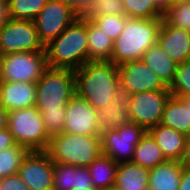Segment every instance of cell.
Returning a JSON list of instances; mask_svg holds the SVG:
<instances>
[{
  "instance_id": "1",
  "label": "cell",
  "mask_w": 190,
  "mask_h": 190,
  "mask_svg": "<svg viewBox=\"0 0 190 190\" xmlns=\"http://www.w3.org/2000/svg\"><path fill=\"white\" fill-rule=\"evenodd\" d=\"M75 72V93L95 109L107 106L120 85L118 66L111 61H88Z\"/></svg>"
},
{
  "instance_id": "2",
  "label": "cell",
  "mask_w": 190,
  "mask_h": 190,
  "mask_svg": "<svg viewBox=\"0 0 190 190\" xmlns=\"http://www.w3.org/2000/svg\"><path fill=\"white\" fill-rule=\"evenodd\" d=\"M87 19L81 15L45 45L47 65L77 70L88 62Z\"/></svg>"
},
{
  "instance_id": "3",
  "label": "cell",
  "mask_w": 190,
  "mask_h": 190,
  "mask_svg": "<svg viewBox=\"0 0 190 190\" xmlns=\"http://www.w3.org/2000/svg\"><path fill=\"white\" fill-rule=\"evenodd\" d=\"M163 18H128L119 37L113 42L110 61L115 65L141 60L143 54L157 44Z\"/></svg>"
},
{
  "instance_id": "4",
  "label": "cell",
  "mask_w": 190,
  "mask_h": 190,
  "mask_svg": "<svg viewBox=\"0 0 190 190\" xmlns=\"http://www.w3.org/2000/svg\"><path fill=\"white\" fill-rule=\"evenodd\" d=\"M47 152L55 163L88 167L102 154L101 137L62 132L50 138Z\"/></svg>"
},
{
  "instance_id": "5",
  "label": "cell",
  "mask_w": 190,
  "mask_h": 190,
  "mask_svg": "<svg viewBox=\"0 0 190 190\" xmlns=\"http://www.w3.org/2000/svg\"><path fill=\"white\" fill-rule=\"evenodd\" d=\"M74 94V70L48 66L36 82L35 106L38 110H60Z\"/></svg>"
},
{
  "instance_id": "6",
  "label": "cell",
  "mask_w": 190,
  "mask_h": 190,
  "mask_svg": "<svg viewBox=\"0 0 190 190\" xmlns=\"http://www.w3.org/2000/svg\"><path fill=\"white\" fill-rule=\"evenodd\" d=\"M7 128L16 144L29 151H47L50 137L36 106L9 111Z\"/></svg>"
},
{
  "instance_id": "7",
  "label": "cell",
  "mask_w": 190,
  "mask_h": 190,
  "mask_svg": "<svg viewBox=\"0 0 190 190\" xmlns=\"http://www.w3.org/2000/svg\"><path fill=\"white\" fill-rule=\"evenodd\" d=\"M47 67L45 50L1 55L0 82L36 83Z\"/></svg>"
},
{
  "instance_id": "8",
  "label": "cell",
  "mask_w": 190,
  "mask_h": 190,
  "mask_svg": "<svg viewBox=\"0 0 190 190\" xmlns=\"http://www.w3.org/2000/svg\"><path fill=\"white\" fill-rule=\"evenodd\" d=\"M80 15L81 10L69 0H48L34 20L39 40L47 45Z\"/></svg>"
},
{
  "instance_id": "9",
  "label": "cell",
  "mask_w": 190,
  "mask_h": 190,
  "mask_svg": "<svg viewBox=\"0 0 190 190\" xmlns=\"http://www.w3.org/2000/svg\"><path fill=\"white\" fill-rule=\"evenodd\" d=\"M35 22L9 19L0 27V56L17 52L44 51Z\"/></svg>"
},
{
  "instance_id": "10",
  "label": "cell",
  "mask_w": 190,
  "mask_h": 190,
  "mask_svg": "<svg viewBox=\"0 0 190 190\" xmlns=\"http://www.w3.org/2000/svg\"><path fill=\"white\" fill-rule=\"evenodd\" d=\"M145 133L140 125L132 121L115 130L101 132L102 154L116 163L131 162L135 147Z\"/></svg>"
},
{
  "instance_id": "11",
  "label": "cell",
  "mask_w": 190,
  "mask_h": 190,
  "mask_svg": "<svg viewBox=\"0 0 190 190\" xmlns=\"http://www.w3.org/2000/svg\"><path fill=\"white\" fill-rule=\"evenodd\" d=\"M171 96L169 89L132 94L130 121L149 131L161 122L165 105Z\"/></svg>"
},
{
  "instance_id": "12",
  "label": "cell",
  "mask_w": 190,
  "mask_h": 190,
  "mask_svg": "<svg viewBox=\"0 0 190 190\" xmlns=\"http://www.w3.org/2000/svg\"><path fill=\"white\" fill-rule=\"evenodd\" d=\"M18 174L29 190H54L53 161L47 151H29Z\"/></svg>"
},
{
  "instance_id": "13",
  "label": "cell",
  "mask_w": 190,
  "mask_h": 190,
  "mask_svg": "<svg viewBox=\"0 0 190 190\" xmlns=\"http://www.w3.org/2000/svg\"><path fill=\"white\" fill-rule=\"evenodd\" d=\"M65 114L63 133L85 136L101 134L97 121V109L76 93L67 103Z\"/></svg>"
},
{
  "instance_id": "14",
  "label": "cell",
  "mask_w": 190,
  "mask_h": 190,
  "mask_svg": "<svg viewBox=\"0 0 190 190\" xmlns=\"http://www.w3.org/2000/svg\"><path fill=\"white\" fill-rule=\"evenodd\" d=\"M118 74L120 85L132 94L169 89L142 59L121 64Z\"/></svg>"
},
{
  "instance_id": "15",
  "label": "cell",
  "mask_w": 190,
  "mask_h": 190,
  "mask_svg": "<svg viewBox=\"0 0 190 190\" xmlns=\"http://www.w3.org/2000/svg\"><path fill=\"white\" fill-rule=\"evenodd\" d=\"M132 93L121 85L115 92V97L110 103L100 109H97V121L99 132L115 130L120 126L130 122V101Z\"/></svg>"
},
{
  "instance_id": "16",
  "label": "cell",
  "mask_w": 190,
  "mask_h": 190,
  "mask_svg": "<svg viewBox=\"0 0 190 190\" xmlns=\"http://www.w3.org/2000/svg\"><path fill=\"white\" fill-rule=\"evenodd\" d=\"M157 44L176 63L190 60V31L175 28L164 18L159 29Z\"/></svg>"
},
{
  "instance_id": "17",
  "label": "cell",
  "mask_w": 190,
  "mask_h": 190,
  "mask_svg": "<svg viewBox=\"0 0 190 190\" xmlns=\"http://www.w3.org/2000/svg\"><path fill=\"white\" fill-rule=\"evenodd\" d=\"M36 83L0 82V104L9 112L35 106Z\"/></svg>"
},
{
  "instance_id": "18",
  "label": "cell",
  "mask_w": 190,
  "mask_h": 190,
  "mask_svg": "<svg viewBox=\"0 0 190 190\" xmlns=\"http://www.w3.org/2000/svg\"><path fill=\"white\" fill-rule=\"evenodd\" d=\"M160 147L166 160L179 161L187 135L168 126L157 124L148 131Z\"/></svg>"
},
{
  "instance_id": "19",
  "label": "cell",
  "mask_w": 190,
  "mask_h": 190,
  "mask_svg": "<svg viewBox=\"0 0 190 190\" xmlns=\"http://www.w3.org/2000/svg\"><path fill=\"white\" fill-rule=\"evenodd\" d=\"M149 169L132 162L117 165L113 188L117 190H148Z\"/></svg>"
},
{
  "instance_id": "20",
  "label": "cell",
  "mask_w": 190,
  "mask_h": 190,
  "mask_svg": "<svg viewBox=\"0 0 190 190\" xmlns=\"http://www.w3.org/2000/svg\"><path fill=\"white\" fill-rule=\"evenodd\" d=\"M183 166L179 161H166L149 170L148 190H179Z\"/></svg>"
},
{
  "instance_id": "21",
  "label": "cell",
  "mask_w": 190,
  "mask_h": 190,
  "mask_svg": "<svg viewBox=\"0 0 190 190\" xmlns=\"http://www.w3.org/2000/svg\"><path fill=\"white\" fill-rule=\"evenodd\" d=\"M142 60L155 72V74L169 87L174 80L177 64L158 45L150 47Z\"/></svg>"
},
{
  "instance_id": "22",
  "label": "cell",
  "mask_w": 190,
  "mask_h": 190,
  "mask_svg": "<svg viewBox=\"0 0 190 190\" xmlns=\"http://www.w3.org/2000/svg\"><path fill=\"white\" fill-rule=\"evenodd\" d=\"M88 61H110L113 40L92 20H87Z\"/></svg>"
},
{
  "instance_id": "23",
  "label": "cell",
  "mask_w": 190,
  "mask_h": 190,
  "mask_svg": "<svg viewBox=\"0 0 190 190\" xmlns=\"http://www.w3.org/2000/svg\"><path fill=\"white\" fill-rule=\"evenodd\" d=\"M166 161L155 139L146 131L135 147L134 156L131 162L150 170Z\"/></svg>"
},
{
  "instance_id": "24",
  "label": "cell",
  "mask_w": 190,
  "mask_h": 190,
  "mask_svg": "<svg viewBox=\"0 0 190 190\" xmlns=\"http://www.w3.org/2000/svg\"><path fill=\"white\" fill-rule=\"evenodd\" d=\"M160 124L190 135V114L184 103L174 96L167 101Z\"/></svg>"
},
{
  "instance_id": "25",
  "label": "cell",
  "mask_w": 190,
  "mask_h": 190,
  "mask_svg": "<svg viewBox=\"0 0 190 190\" xmlns=\"http://www.w3.org/2000/svg\"><path fill=\"white\" fill-rule=\"evenodd\" d=\"M117 165L118 163L113 161L110 157L101 154L88 166L95 189L108 190L113 188Z\"/></svg>"
},
{
  "instance_id": "26",
  "label": "cell",
  "mask_w": 190,
  "mask_h": 190,
  "mask_svg": "<svg viewBox=\"0 0 190 190\" xmlns=\"http://www.w3.org/2000/svg\"><path fill=\"white\" fill-rule=\"evenodd\" d=\"M80 10L81 16L87 20L106 15H126L123 0H90Z\"/></svg>"
},
{
  "instance_id": "27",
  "label": "cell",
  "mask_w": 190,
  "mask_h": 190,
  "mask_svg": "<svg viewBox=\"0 0 190 190\" xmlns=\"http://www.w3.org/2000/svg\"><path fill=\"white\" fill-rule=\"evenodd\" d=\"M29 150L19 144L0 151V178L18 173Z\"/></svg>"
},
{
  "instance_id": "28",
  "label": "cell",
  "mask_w": 190,
  "mask_h": 190,
  "mask_svg": "<svg viewBox=\"0 0 190 190\" xmlns=\"http://www.w3.org/2000/svg\"><path fill=\"white\" fill-rule=\"evenodd\" d=\"M48 0H8L10 19L34 21Z\"/></svg>"
},
{
  "instance_id": "29",
  "label": "cell",
  "mask_w": 190,
  "mask_h": 190,
  "mask_svg": "<svg viewBox=\"0 0 190 190\" xmlns=\"http://www.w3.org/2000/svg\"><path fill=\"white\" fill-rule=\"evenodd\" d=\"M123 4L128 18L156 19L164 16L154 0H123Z\"/></svg>"
},
{
  "instance_id": "30",
  "label": "cell",
  "mask_w": 190,
  "mask_h": 190,
  "mask_svg": "<svg viewBox=\"0 0 190 190\" xmlns=\"http://www.w3.org/2000/svg\"><path fill=\"white\" fill-rule=\"evenodd\" d=\"M172 96H190V60L177 64L174 80L168 87Z\"/></svg>"
},
{
  "instance_id": "31",
  "label": "cell",
  "mask_w": 190,
  "mask_h": 190,
  "mask_svg": "<svg viewBox=\"0 0 190 190\" xmlns=\"http://www.w3.org/2000/svg\"><path fill=\"white\" fill-rule=\"evenodd\" d=\"M163 18L175 28L190 31V1L170 6Z\"/></svg>"
},
{
  "instance_id": "32",
  "label": "cell",
  "mask_w": 190,
  "mask_h": 190,
  "mask_svg": "<svg viewBox=\"0 0 190 190\" xmlns=\"http://www.w3.org/2000/svg\"><path fill=\"white\" fill-rule=\"evenodd\" d=\"M128 17L126 15H106L96 17L92 21L115 41L124 29Z\"/></svg>"
},
{
  "instance_id": "33",
  "label": "cell",
  "mask_w": 190,
  "mask_h": 190,
  "mask_svg": "<svg viewBox=\"0 0 190 190\" xmlns=\"http://www.w3.org/2000/svg\"><path fill=\"white\" fill-rule=\"evenodd\" d=\"M39 111L50 138L63 132L66 107H60V110Z\"/></svg>"
},
{
  "instance_id": "34",
  "label": "cell",
  "mask_w": 190,
  "mask_h": 190,
  "mask_svg": "<svg viewBox=\"0 0 190 190\" xmlns=\"http://www.w3.org/2000/svg\"><path fill=\"white\" fill-rule=\"evenodd\" d=\"M54 190H73L74 166L53 162Z\"/></svg>"
},
{
  "instance_id": "35",
  "label": "cell",
  "mask_w": 190,
  "mask_h": 190,
  "mask_svg": "<svg viewBox=\"0 0 190 190\" xmlns=\"http://www.w3.org/2000/svg\"><path fill=\"white\" fill-rule=\"evenodd\" d=\"M75 188L95 189L92 182V177L88 167L74 166V186Z\"/></svg>"
},
{
  "instance_id": "36",
  "label": "cell",
  "mask_w": 190,
  "mask_h": 190,
  "mask_svg": "<svg viewBox=\"0 0 190 190\" xmlns=\"http://www.w3.org/2000/svg\"><path fill=\"white\" fill-rule=\"evenodd\" d=\"M0 190H29L18 173L0 178Z\"/></svg>"
},
{
  "instance_id": "37",
  "label": "cell",
  "mask_w": 190,
  "mask_h": 190,
  "mask_svg": "<svg viewBox=\"0 0 190 190\" xmlns=\"http://www.w3.org/2000/svg\"><path fill=\"white\" fill-rule=\"evenodd\" d=\"M15 144L14 138L7 127L0 130V151L12 147Z\"/></svg>"
},
{
  "instance_id": "38",
  "label": "cell",
  "mask_w": 190,
  "mask_h": 190,
  "mask_svg": "<svg viewBox=\"0 0 190 190\" xmlns=\"http://www.w3.org/2000/svg\"><path fill=\"white\" fill-rule=\"evenodd\" d=\"M179 163L183 167L190 168V135H188L185 140V145Z\"/></svg>"
},
{
  "instance_id": "39",
  "label": "cell",
  "mask_w": 190,
  "mask_h": 190,
  "mask_svg": "<svg viewBox=\"0 0 190 190\" xmlns=\"http://www.w3.org/2000/svg\"><path fill=\"white\" fill-rule=\"evenodd\" d=\"M10 19L8 0H0V27Z\"/></svg>"
},
{
  "instance_id": "40",
  "label": "cell",
  "mask_w": 190,
  "mask_h": 190,
  "mask_svg": "<svg viewBox=\"0 0 190 190\" xmlns=\"http://www.w3.org/2000/svg\"><path fill=\"white\" fill-rule=\"evenodd\" d=\"M179 190H190V168L183 167Z\"/></svg>"
},
{
  "instance_id": "41",
  "label": "cell",
  "mask_w": 190,
  "mask_h": 190,
  "mask_svg": "<svg viewBox=\"0 0 190 190\" xmlns=\"http://www.w3.org/2000/svg\"><path fill=\"white\" fill-rule=\"evenodd\" d=\"M8 111L0 104V130L7 127Z\"/></svg>"
},
{
  "instance_id": "42",
  "label": "cell",
  "mask_w": 190,
  "mask_h": 190,
  "mask_svg": "<svg viewBox=\"0 0 190 190\" xmlns=\"http://www.w3.org/2000/svg\"><path fill=\"white\" fill-rule=\"evenodd\" d=\"M154 2L163 12L168 9V0H154Z\"/></svg>"
},
{
  "instance_id": "43",
  "label": "cell",
  "mask_w": 190,
  "mask_h": 190,
  "mask_svg": "<svg viewBox=\"0 0 190 190\" xmlns=\"http://www.w3.org/2000/svg\"><path fill=\"white\" fill-rule=\"evenodd\" d=\"M74 3L79 9H81L89 0H69Z\"/></svg>"
},
{
  "instance_id": "44",
  "label": "cell",
  "mask_w": 190,
  "mask_h": 190,
  "mask_svg": "<svg viewBox=\"0 0 190 190\" xmlns=\"http://www.w3.org/2000/svg\"><path fill=\"white\" fill-rule=\"evenodd\" d=\"M179 99L189 109V114H190V96H182V97H179Z\"/></svg>"
},
{
  "instance_id": "45",
  "label": "cell",
  "mask_w": 190,
  "mask_h": 190,
  "mask_svg": "<svg viewBox=\"0 0 190 190\" xmlns=\"http://www.w3.org/2000/svg\"><path fill=\"white\" fill-rule=\"evenodd\" d=\"M190 0H168V8L172 5H179L186 2H189Z\"/></svg>"
},
{
  "instance_id": "46",
  "label": "cell",
  "mask_w": 190,
  "mask_h": 190,
  "mask_svg": "<svg viewBox=\"0 0 190 190\" xmlns=\"http://www.w3.org/2000/svg\"><path fill=\"white\" fill-rule=\"evenodd\" d=\"M73 190H97V189L75 188Z\"/></svg>"
}]
</instances>
